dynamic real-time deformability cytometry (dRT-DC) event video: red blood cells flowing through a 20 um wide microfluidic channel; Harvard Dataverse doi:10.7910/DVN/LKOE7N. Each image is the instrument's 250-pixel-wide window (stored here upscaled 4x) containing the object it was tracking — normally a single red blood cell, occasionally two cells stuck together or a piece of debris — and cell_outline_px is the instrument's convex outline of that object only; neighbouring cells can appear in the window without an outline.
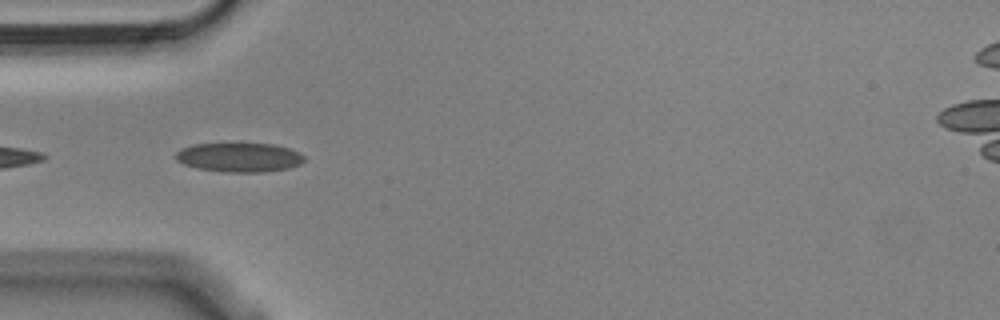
{"species": "Egyptian fruit bat (a non-hibernating species)", "species_latin": "Rousettus aegyptiacus", "temperature_condition": "cold", "stored_images_in_passage": 6, "camera_frame_rate_fps": 3000, "um_per_image_px": 0.085, "animal": {"sex": "male"}, "frame": {"image": 1, "passage_image": 2, "time_ms": 0.333, "image_size_px": [1000, 320], "cell_outline_px": [[304, 160], [300, 164], [288, 168], [264, 172], [224, 172], [196, 168], [184, 164], [176, 160], [176, 152], [180, 148], [192, 144], [276, 144], [300, 152], [304, 156]], "centroid_in_image_um": [20.33, 13.38], "position_along_channel_um": 64.7, "area_um2": 21.91}}